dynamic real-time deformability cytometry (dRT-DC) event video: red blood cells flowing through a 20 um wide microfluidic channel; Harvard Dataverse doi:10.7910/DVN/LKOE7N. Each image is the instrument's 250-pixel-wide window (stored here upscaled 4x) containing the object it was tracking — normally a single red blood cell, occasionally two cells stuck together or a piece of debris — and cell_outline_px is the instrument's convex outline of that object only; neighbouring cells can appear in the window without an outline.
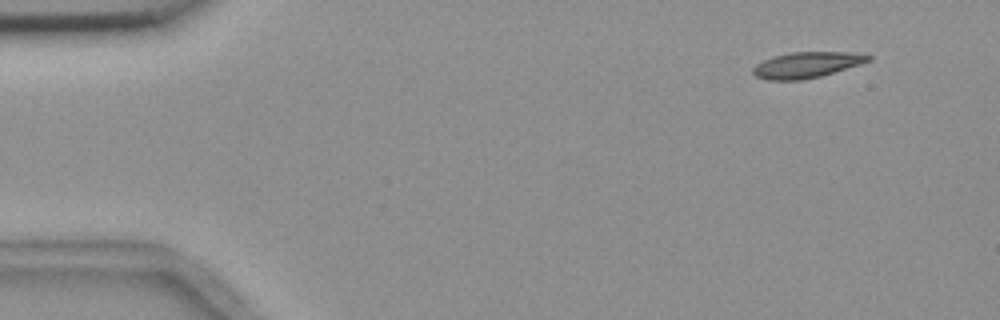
{"species": "common noctule bat (a hibernating species)", "species_latin": "Nyctalus noctula", "temperature_condition": "room temperature", "stored_images_in_passage": 6, "camera_frame_rate_fps": 3000, "um_per_image_px": 0.085, "animal": {"sex": "female", "body_mass_g": 18.4}, "frame": {"image": 1, "passage_image": 2, "time_ms": 1.0, "image_size_px": [1000, 320], "cell_outline_px": [[872, 60], [860, 64], [820, 76], [800, 80], [768, 80], [756, 76], [752, 72], [752, 68], [756, 64], [764, 60], [776, 56], [792, 52], [848, 52], [872, 56]], "centroid_in_image_um": [68.56, 5.52], "position_along_channel_um": 16.4, "area_um2": 17.11}}